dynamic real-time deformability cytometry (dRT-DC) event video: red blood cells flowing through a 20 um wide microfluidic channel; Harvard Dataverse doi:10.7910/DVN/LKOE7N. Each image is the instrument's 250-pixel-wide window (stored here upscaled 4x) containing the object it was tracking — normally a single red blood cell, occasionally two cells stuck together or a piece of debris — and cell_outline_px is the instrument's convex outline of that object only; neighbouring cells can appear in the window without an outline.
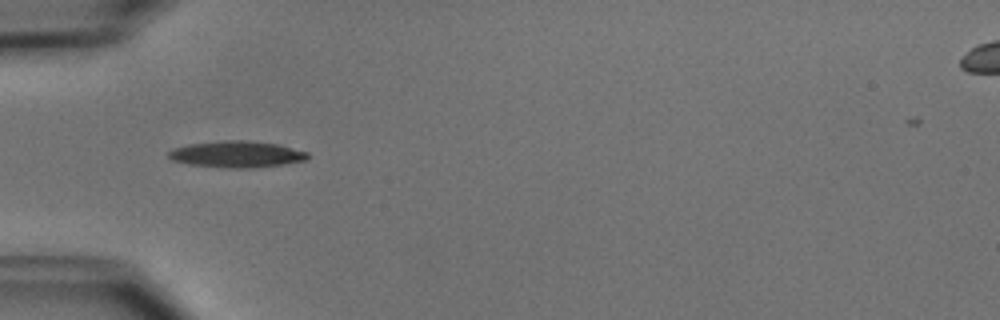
{"species": "common noctule bat (a hibernating species)", "species_latin": "Nyctalus noctula", "temperature_condition": "cold", "stored_images_in_passage": 3, "camera_frame_rate_fps": 3000, "um_per_image_px": 0.085, "animal": {"sex": "male", "body_mass_g": 15.6}, "frame": {"image": 1, "passage_image": 1, "time_ms": 0.0, "image_size_px": [1000, 320], "cell_outline_px": [[308, 160], [284, 164], [252, 168], [228, 168], [188, 164], [172, 160], [168, 156], [168, 152], [176, 148], [188, 144], [224, 140], [244, 140], [276, 144], [308, 152]], "centroid_in_image_um": [20.13, 13.12], "position_along_channel_um": 64.9, "area_um2": 21.33}}
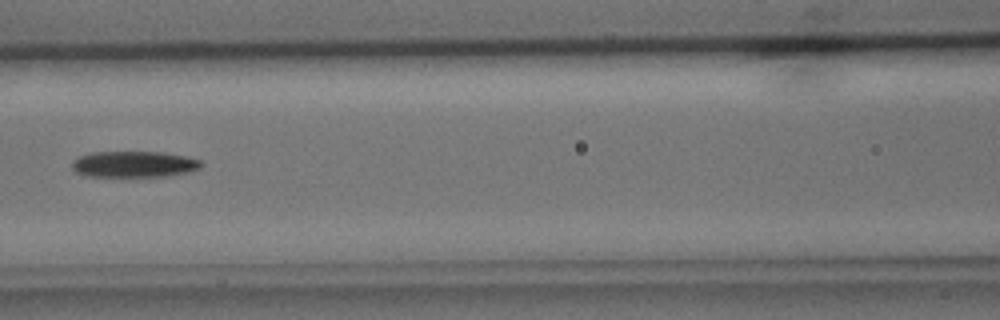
{"frame": {"image": 2, "passage_image": 3, "time_ms": 2.333, "image_size_px": [1000, 320], "cell_outline_px": [[204, 164], [200, 168], [188, 172], [168, 176], [84, 176], [76, 172], [72, 168], [72, 160], [76, 156], [92, 152], [160, 152], [184, 156], [200, 160]], "centroid_in_image_um": [11.35, 13.95], "position_along_channel_um": 155.2, "area_um2": 19.77}}